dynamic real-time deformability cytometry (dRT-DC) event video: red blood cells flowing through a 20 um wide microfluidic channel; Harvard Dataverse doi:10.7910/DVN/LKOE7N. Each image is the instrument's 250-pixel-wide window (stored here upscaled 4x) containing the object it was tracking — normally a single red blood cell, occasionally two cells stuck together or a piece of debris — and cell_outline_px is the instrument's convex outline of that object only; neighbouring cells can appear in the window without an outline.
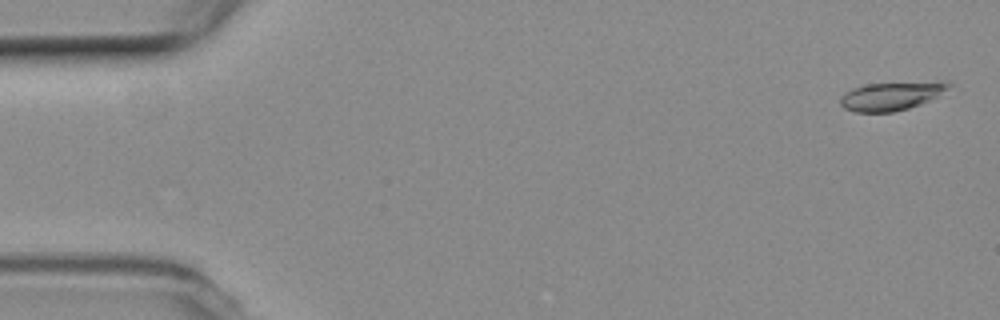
{"species": "common noctule bat (a hibernating species)", "species_latin": "Nyctalus noctula", "temperature_condition": "room temperature", "stored_images_in_passage": 6, "segment_of_instrument_passage": [1, 2], "camera_frame_rate_fps": 3000, "um_per_image_px": 0.085, "animal": {"sex": "female", "body_mass_g": 19.3, "forearm_length_mm": 54.1}, "frame": {"image": 1, "passage_image": 1, "time_ms": 0.0, "image_size_px": [1000, 320], "cell_outline_px": [[952, 84], [948, 88], [936, 96], [920, 104], [908, 108], [892, 112], [856, 112], [844, 108], [840, 104], [840, 96], [844, 92], [852, 88], [868, 84], [944, 80], [948, 80]], "centroid_in_image_um": [75.76, 8.14], "position_along_channel_um": 9.2, "area_um2": 18.09}}